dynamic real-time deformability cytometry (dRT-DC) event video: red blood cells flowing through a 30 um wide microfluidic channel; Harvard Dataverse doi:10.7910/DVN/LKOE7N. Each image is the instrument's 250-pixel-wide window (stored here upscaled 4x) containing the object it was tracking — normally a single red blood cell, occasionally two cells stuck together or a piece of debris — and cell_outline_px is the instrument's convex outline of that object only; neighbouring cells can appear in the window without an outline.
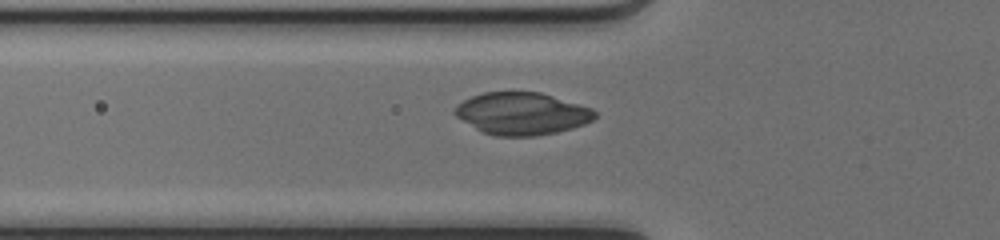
{"species": "common noctule bat (a hibernating species)", "species_latin": "Nyctalus noctula", "temperature_condition": "cold", "stored_images_in_passage": 35, "camera_frame_rate_fps": 3000, "um_per_image_px": 0.085, "animal": {"sex": "female", "body_mass_g": 17.0, "forearm_length_mm": 48.0}, "frame": {"image": 1, "passage_image": 2, "time_ms": 0.333, "image_size_px": [1000, 240], "cell_outline_px": [[596, 116], [592, 120], [584, 124], [572, 128], [556, 132], [536, 136], [496, 136], [484, 132], [476, 128], [456, 116], [452, 112], [464, 100], [472, 96], [484, 92], [540, 92], [592, 108], [596, 112]], "centroid_in_image_um": [44.38, 9.65], "position_along_channel_um": 81.4, "area_um2": 34.16}}
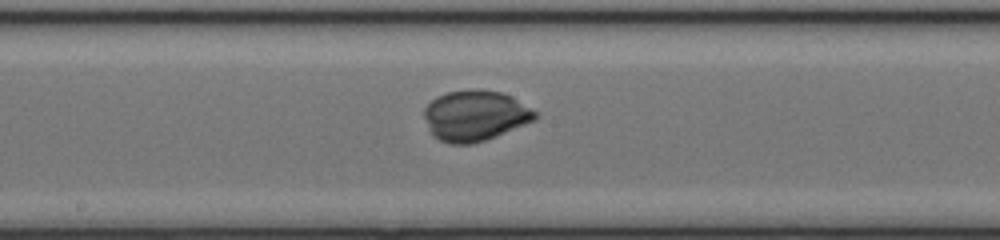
{"frame": {"image": 2, "passage_image": 11, "time_ms": 3.333, "image_size_px": [1000, 240], "cell_outline_px": [[536, 116], [532, 120], [524, 124], [496, 136], [472, 144], [448, 144], [432, 136], [428, 128], [424, 116], [424, 108], [436, 96], [448, 92], [500, 92], [512, 96], [536, 112]], "centroid_in_image_um": [40.33, 9.87], "position_along_channel_um": 207.9, "area_um2": 31.79}}
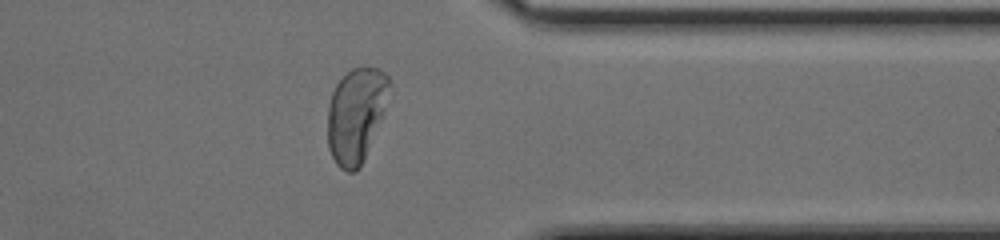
{"frame": {"image": 3, "passage_image": 24, "time_ms": 7.667, "image_size_px": [1000, 240], "cell_outline_px": [[392, 84], [364, 160], [360, 168], [356, 172], [348, 172], [340, 168], [336, 164], [328, 148], [328, 104], [332, 92], [336, 84], [352, 68], [360, 64], [364, 64], [376, 68], [384, 72], [388, 76]], "centroid_in_image_um": [30.24, 9.74], "position_along_channel_um": 381.2, "area_um2": 33.87}}